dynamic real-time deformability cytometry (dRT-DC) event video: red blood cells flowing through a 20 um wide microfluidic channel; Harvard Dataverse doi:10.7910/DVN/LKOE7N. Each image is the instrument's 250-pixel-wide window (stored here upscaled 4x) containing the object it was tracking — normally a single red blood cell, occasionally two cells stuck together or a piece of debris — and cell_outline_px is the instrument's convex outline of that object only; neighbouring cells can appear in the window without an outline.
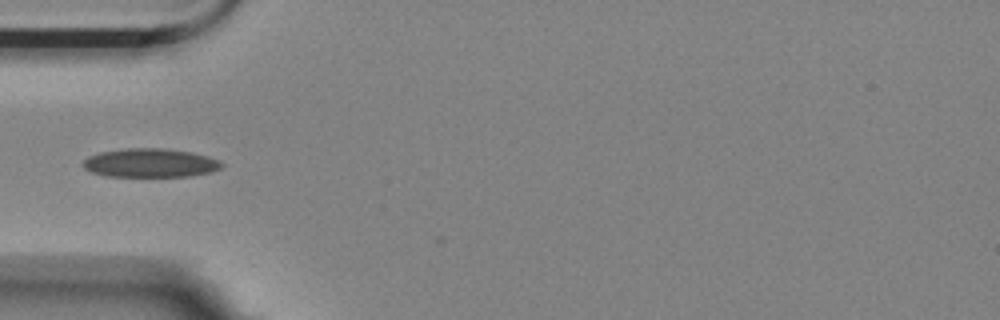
{"species": "Egyptian fruit bat (a non-hibernating species)", "species_latin": "Rousettus aegyptiacus", "temperature_condition": "room temperature", "stored_images_in_passage": 41, "camera_frame_rate_fps": 3000, "um_per_image_px": 0.085, "animal": {"sex": "female"}, "frame": {"image": 1, "passage_image": 2, "time_ms": 0.333, "image_size_px": [1000, 320], "cell_outline_px": [[224, 164], [220, 168], [212, 172], [192, 176], [108, 176], [92, 172], [84, 168], [80, 164], [88, 156], [100, 152], [124, 148], [164, 148], [192, 152], [208, 156], [220, 160]], "centroid_in_image_um": [12.78, 13.84], "position_along_channel_um": 72.2, "area_um2": 23.41}}
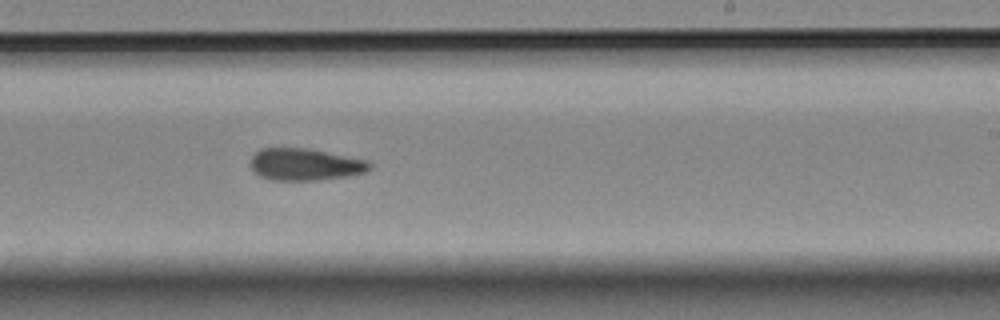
{"frame": {"image": 2, "passage_image": 18, "time_ms": 5.667, "image_size_px": [1000, 320], "cell_outline_px": [[372, 168], [364, 172], [348, 176], [316, 180], [272, 180], [260, 176], [248, 164], [252, 156], [260, 148], [304, 148], [368, 160], [372, 164]], "centroid_in_image_um": [25.91, 13.98], "position_along_channel_um": 263.1, "area_um2": 22.14}}
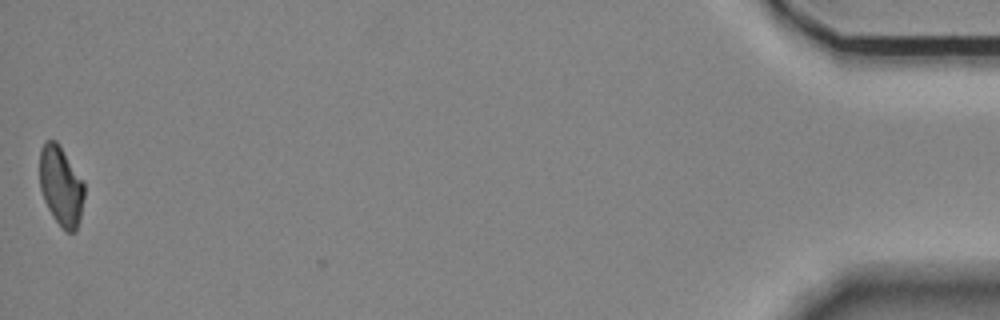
{"frame": {"image": 3, "passage_image": 40, "time_ms": 13.0, "image_size_px": [1000, 320], "cell_outline_px": [[84, 196], [80, 220], [76, 232], [68, 232], [52, 216], [44, 200], [40, 188], [40, 148], [44, 140], [56, 140], [60, 144], [84, 180]], "centroid_in_image_um": [5.19, 15.76], "position_along_channel_um": 430.0, "area_um2": 20.98}}